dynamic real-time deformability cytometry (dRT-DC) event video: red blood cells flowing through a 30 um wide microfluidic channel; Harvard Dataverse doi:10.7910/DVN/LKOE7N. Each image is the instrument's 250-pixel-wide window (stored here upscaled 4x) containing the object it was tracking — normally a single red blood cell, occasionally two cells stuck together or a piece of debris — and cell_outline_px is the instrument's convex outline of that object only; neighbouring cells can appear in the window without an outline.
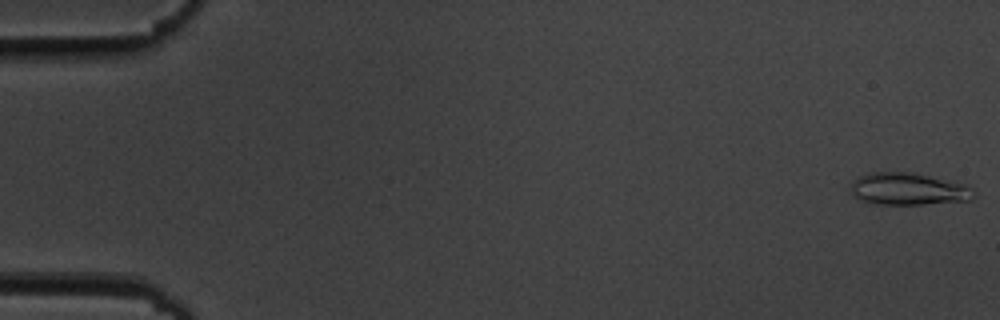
{"species": "common noctule bat (a hibernating species)", "species_latin": "Nyctalus noctula", "temperature_condition": "cold", "stored_images_in_passage": 55, "camera_frame_rate_fps": 3000, "um_per_image_px": 0.085, "animal": {"sex": "male", "body_mass_g": 19.5, "forearm_length_mm": 54.6}, "frame": {"image": 1, "passage_image": 1, "time_ms": 0.0, "image_size_px": [1000, 320], "cell_outline_px": [[976, 196], [972, 200], [924, 204], [872, 204], [860, 200], [852, 196], [848, 188], [848, 184], [860, 176], [872, 172], [912, 172], [968, 184], [976, 192]], "centroid_in_image_um": [77.2, 16.07], "position_along_channel_um": 7.8, "area_um2": 23.64}}
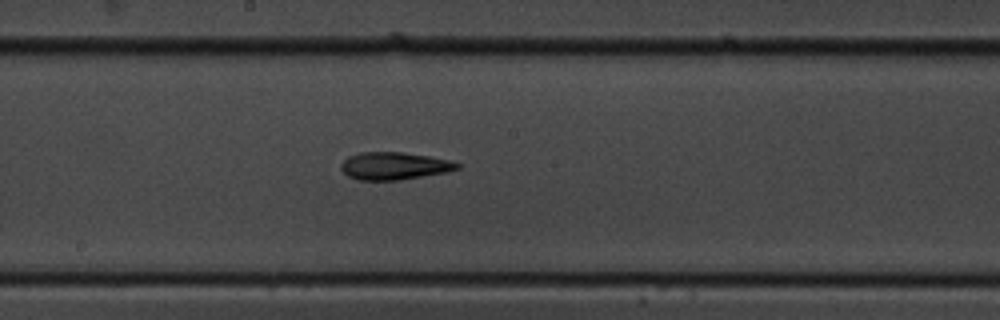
{"frame": {"image": 2, "passage_image": 30, "time_ms": 9.667, "image_size_px": [1000, 320], "cell_outline_px": [[460, 168], [444, 172], [400, 180], [356, 180], [348, 176], [340, 168], [340, 164], [348, 156], [360, 152], [400, 152], [428, 156], [448, 160], [460, 164]], "centroid_in_image_um": [33.45, 14.1], "position_along_channel_um": 214.8, "area_um2": 18.5}}
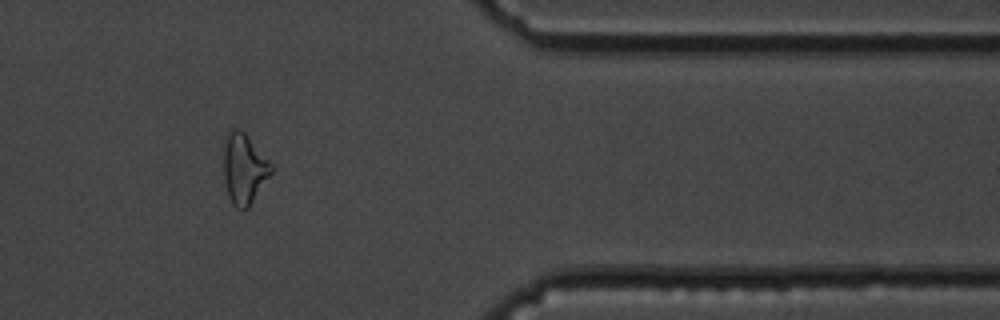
{"frame": {"image": 3, "passage_image": 46, "time_ms": 15.0, "image_size_px": [1000, 320], "cell_outline_px": [[272, 172], [248, 208], [236, 208], [232, 204], [228, 196], [224, 180], [224, 148], [228, 132], [232, 128], [236, 128], [244, 132], [272, 164]], "centroid_in_image_um": [20.73, 14.35], "position_along_channel_um": 390.7, "area_um2": 19.19}, "authors_computed_cell_mechanics": {"area_um2": 18.9584, "velocity_mm_per_s": 3.6554, "shape_relaxation_time_tau1_ms": 9.6916, "shape_relaxation_time_tau2_ms": 4.4245, "deformation_change_tau1": 0.2175, "deformation_change_tau2": 0.1472}}